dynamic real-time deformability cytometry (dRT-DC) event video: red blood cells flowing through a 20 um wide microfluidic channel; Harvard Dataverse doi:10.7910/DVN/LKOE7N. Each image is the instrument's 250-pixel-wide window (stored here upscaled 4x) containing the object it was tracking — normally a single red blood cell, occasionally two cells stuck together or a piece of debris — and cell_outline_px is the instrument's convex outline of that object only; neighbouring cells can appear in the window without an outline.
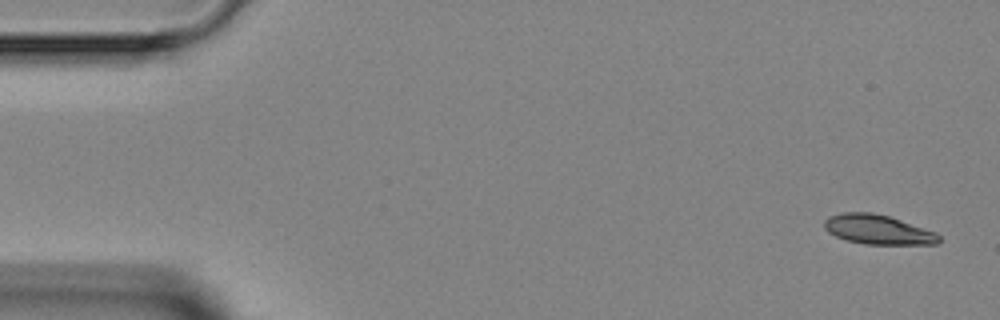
{"species": "Egyptian fruit bat (a non-hibernating species)", "species_latin": "Rousettus aegyptiacus", "temperature_condition": "room temperature", "stored_images_in_passage": 4, "camera_frame_rate_fps": 3000, "um_per_image_px": 0.085, "animal": {"sex": "female"}, "frame": {"image": 1, "passage_image": 1, "time_ms": 0.0, "image_size_px": [1000, 320], "cell_outline_px": [[940, 244], [864, 244], [848, 240], [836, 236], [828, 232], [824, 228], [824, 220], [828, 216], [844, 212], [872, 212], [888, 216], [936, 232], [940, 236]], "centroid_in_image_um": [74.61, 19.51], "position_along_channel_um": 10.4, "area_um2": 19.65}}
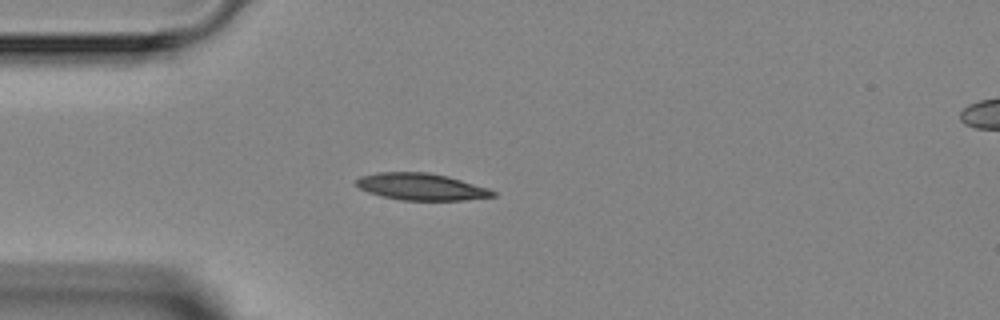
{"frame": {"image": 2, "passage_image": 4, "time_ms": 3.667, "image_size_px": [1000, 320], "cell_outline_px": [[496, 196], [464, 200], [400, 200], [368, 192], [360, 188], [356, 184], [356, 180], [360, 176], [376, 172], [428, 172], [448, 176], [488, 188], [496, 192]], "centroid_in_image_um": [35.81, 15.86], "position_along_channel_um": 49.2, "area_um2": 21.33}}